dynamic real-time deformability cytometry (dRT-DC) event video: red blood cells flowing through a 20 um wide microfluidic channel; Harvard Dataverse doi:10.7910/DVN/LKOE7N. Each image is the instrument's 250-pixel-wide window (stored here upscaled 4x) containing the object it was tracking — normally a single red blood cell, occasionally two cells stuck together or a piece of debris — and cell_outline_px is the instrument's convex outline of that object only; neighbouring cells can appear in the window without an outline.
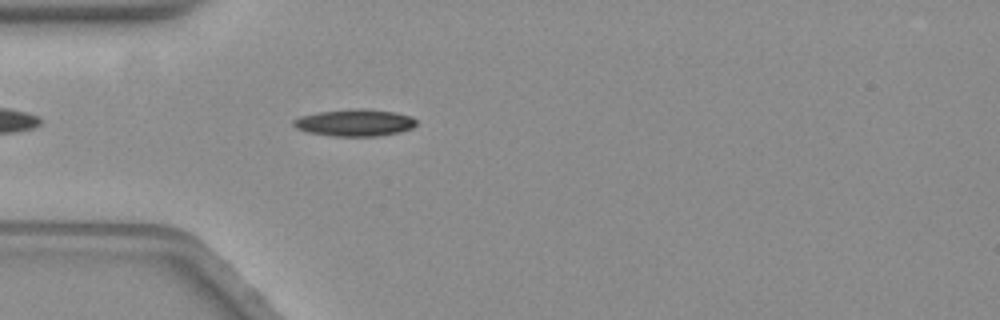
{"species": "common noctule bat (a hibernating species)", "species_latin": "Nyctalus noctula", "temperature_condition": "warm", "stored_images_in_passage": 46, "camera_frame_rate_fps": 3000, "um_per_image_px": 0.085, "animal": {"sex": "female", "body_mass_g": 19.3, "forearm_length_mm": 54.1}, "frame": {"image": 1, "passage_image": 5, "time_ms": 1.333, "image_size_px": [1000, 320], "cell_outline_px": [[416, 124], [412, 128], [400, 132], [376, 136], [332, 136], [308, 132], [296, 128], [292, 124], [292, 120], [300, 116], [320, 112], [356, 108], [364, 108], [396, 112], [412, 116], [416, 120]], "centroid_in_image_um": [30.16, 10.42], "position_along_channel_um": 54.8, "area_um2": 19.36}}
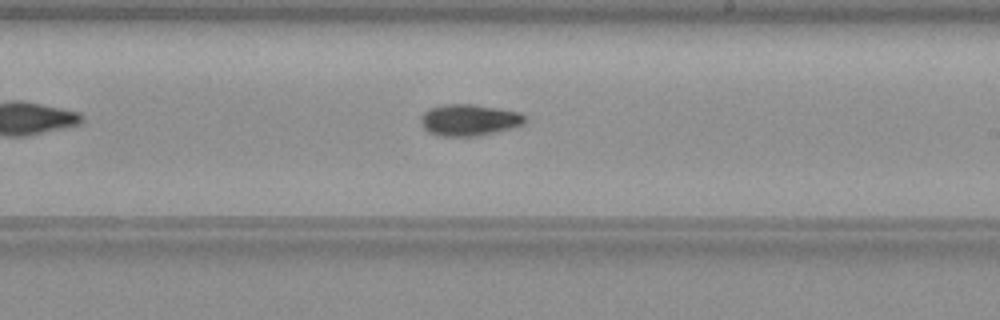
{"frame": {"image": 2, "passage_image": 22, "time_ms": 7.0, "image_size_px": [1000, 320], "cell_outline_px": [[524, 124], [480, 136], [440, 136], [428, 132], [420, 124], [420, 116], [428, 108], [444, 104], [476, 104], [520, 112], [524, 116]], "centroid_in_image_um": [39.82, 10.19], "position_along_channel_um": 249.2, "area_um2": 19.25}}
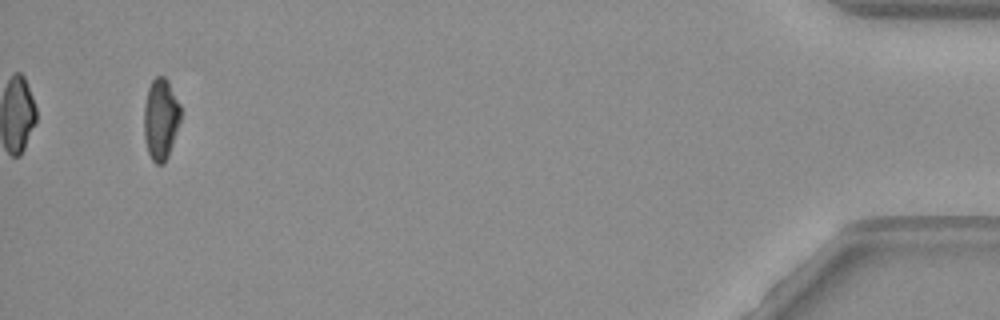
{"frame": {"image": 3, "passage_image": 44, "time_ms": 14.333, "image_size_px": [1000, 320], "cell_outline_px": [[180, 120], [168, 156], [164, 164], [156, 164], [152, 160], [148, 152], [144, 136], [144, 104], [148, 88], [152, 80], [156, 76], [164, 76], [168, 80], [180, 104]], "centroid_in_image_um": [13.65, 10.1], "position_along_channel_um": 421.5, "area_um2": 17.34}, "authors_computed_cell_mechanics": {"area_um2": 18.0914, "velocity_mm_per_s": 3.5207, "shape_relaxation_time_tau1_ms": 7.6592, "shape_relaxation_time_tau2_ms": null, "deformation_change_tau1": 0.1994, "deformation_change_tau2": null}}